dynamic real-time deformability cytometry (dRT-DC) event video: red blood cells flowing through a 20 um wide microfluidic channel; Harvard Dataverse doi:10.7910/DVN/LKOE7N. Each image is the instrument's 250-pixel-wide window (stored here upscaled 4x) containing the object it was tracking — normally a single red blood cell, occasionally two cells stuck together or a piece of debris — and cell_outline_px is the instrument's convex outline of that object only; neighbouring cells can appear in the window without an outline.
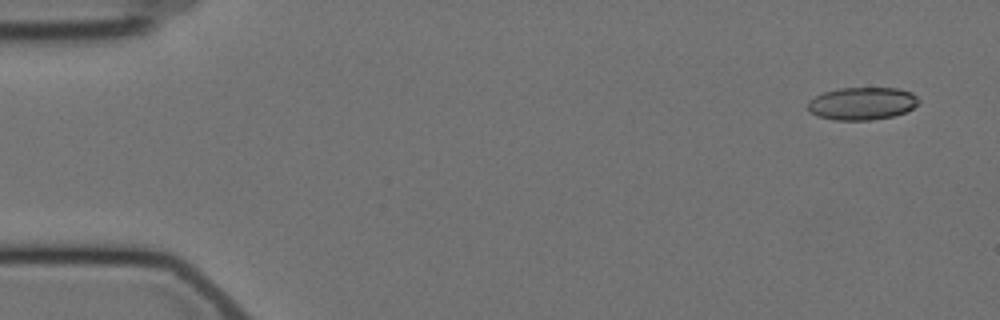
{"species": "Egyptian fruit bat (a non-hibernating species)", "species_latin": "Rousettus aegyptiacus", "temperature_condition": "cold", "stored_images_in_passage": 55, "camera_frame_rate_fps": 3000, "um_per_image_px": 0.085, "animal": {"sex": "female"}, "frame": {"image": 1, "passage_image": 1, "time_ms": 0.0, "image_size_px": [1000, 320], "cell_outline_px": [[920, 100], [912, 108], [904, 112], [892, 116], [872, 120], [832, 120], [816, 116], [808, 108], [808, 100], [824, 92], [836, 88], [896, 88], [912, 92]], "centroid_in_image_um": [73.25, 8.79], "position_along_channel_um": 11.7, "area_um2": 21.1}}
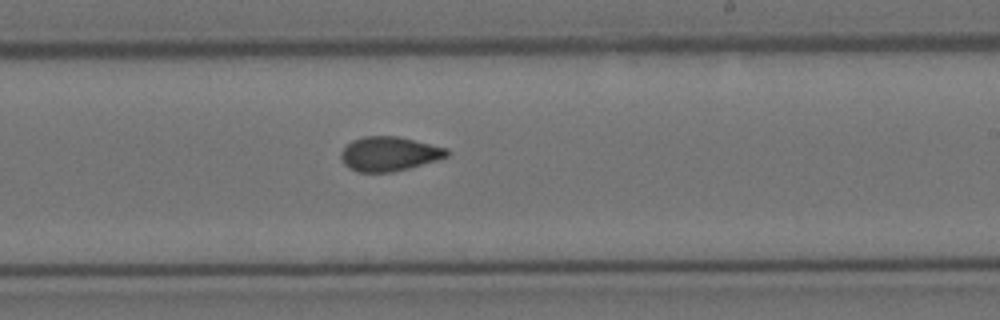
{"frame": {"image": 2, "passage_image": 32, "time_ms": 10.333, "image_size_px": [1000, 320], "cell_outline_px": [[448, 156], [436, 160], [408, 168], [392, 172], [356, 172], [348, 168], [344, 164], [340, 156], [340, 152], [352, 140], [364, 136], [396, 136], [448, 148]], "centroid_in_image_um": [33.04, 13.08], "position_along_channel_um": 256.0, "area_um2": 21.1}}
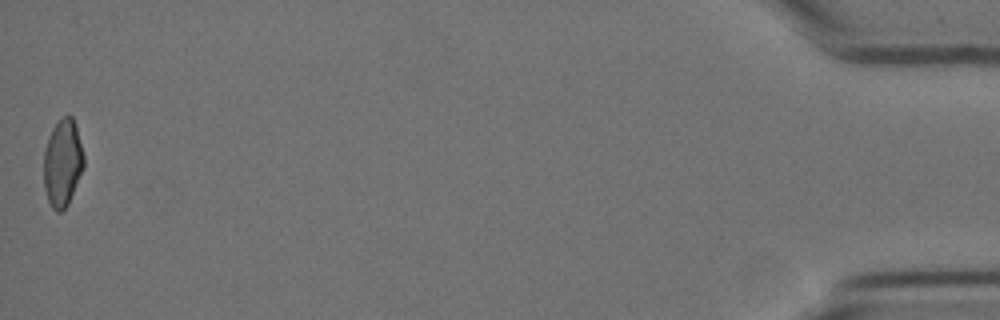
{"frame": {"image": 3, "passage_image": 55, "time_ms": 18.0, "image_size_px": [1000, 320], "cell_outline_px": [[84, 168], [68, 204], [60, 212], [56, 212], [52, 208], [48, 200], [44, 188], [44, 148], [52, 128], [68, 112], [72, 116], [76, 124], [84, 156]], "centroid_in_image_um": [5.33, 13.83], "position_along_channel_um": 429.9, "area_um2": 20.52}, "authors_computed_cell_mechanics": {"area_um2": 21.3282, "velocity_mm_per_s": 3.5244, "shape_relaxation_time_tau1_ms": 7.431, "shape_relaxation_time_tau2_ms": 2.4787, "deformation_change_tau1": 0.1565, "deformation_change_tau2": 0.0766}}